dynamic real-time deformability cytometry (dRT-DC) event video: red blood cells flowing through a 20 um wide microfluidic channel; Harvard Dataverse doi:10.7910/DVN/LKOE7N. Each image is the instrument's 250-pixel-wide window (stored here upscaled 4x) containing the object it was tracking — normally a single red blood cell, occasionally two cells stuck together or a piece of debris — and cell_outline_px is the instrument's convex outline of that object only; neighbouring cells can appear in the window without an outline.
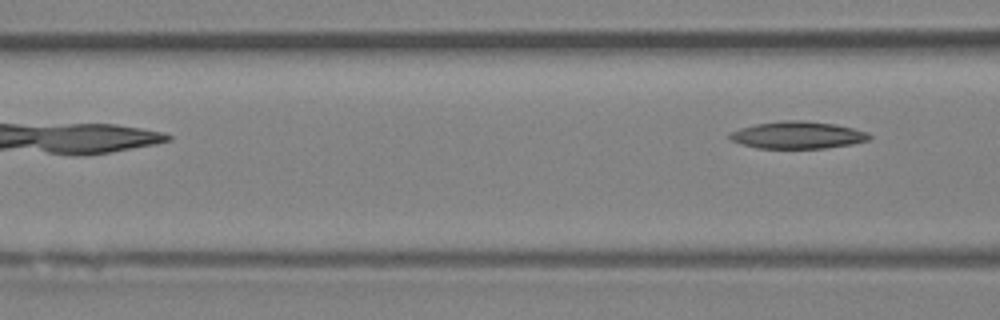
{"species": "Egyptian fruit bat (a non-hibernating species)", "species_latin": "Rousettus aegyptiacus", "temperature_condition": "room temperature", "stored_images_in_passage": 4, "camera_frame_rate_fps": 3000, "um_per_image_px": 0.085, "animal": {"sex": "female"}, "frame": {"image": 1, "passage_image": 4, "time_ms": 1.0, "image_size_px": [1000, 320], "cell_outline_px": [[872, 136], [868, 140], [852, 144], [824, 148], [756, 148], [740, 144], [732, 140], [728, 136], [732, 132], [740, 128], [756, 124], [784, 120], [800, 120], [836, 124], [868, 132]], "centroid_in_image_um": [67.81, 11.48], "position_along_channel_um": 98.8, "area_um2": 22.02}}